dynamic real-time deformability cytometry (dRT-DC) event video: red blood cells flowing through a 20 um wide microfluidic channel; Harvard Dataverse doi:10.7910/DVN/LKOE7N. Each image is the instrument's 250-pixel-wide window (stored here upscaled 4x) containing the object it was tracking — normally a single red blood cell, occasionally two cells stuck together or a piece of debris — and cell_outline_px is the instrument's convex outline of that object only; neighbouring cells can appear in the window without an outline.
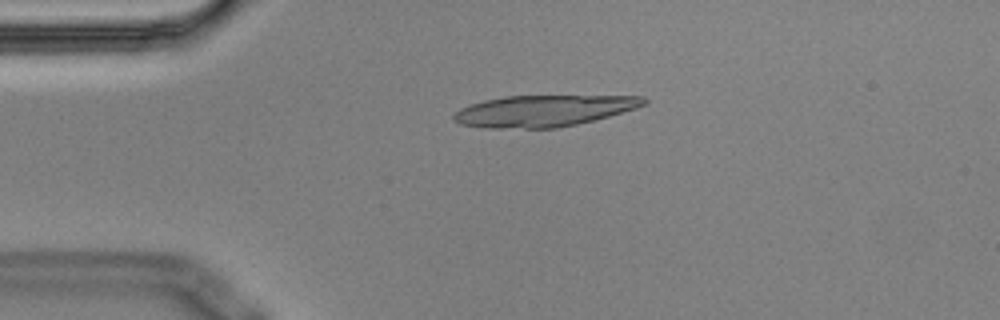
{"species": "Egyptian fruit bat (a non-hibernating species)", "species_latin": "Rousettus aegyptiacus", "temperature_condition": "cold", "stored_images_in_passage": 3, "camera_frame_rate_fps": 3000, "um_per_image_px": 0.085, "animal": {"sex": "male"}, "frame": {"image": 1, "passage_image": 1, "time_ms": 0.0, "image_size_px": [1000, 320], "cell_outline_px": [[648, 104], [636, 108], [608, 116], [576, 124], [556, 128], [488, 128], [460, 124], [452, 120], [452, 116], [460, 108], [484, 100], [504, 96], [644, 96], [648, 100]], "centroid_in_image_um": [46.2, 9.42], "position_along_channel_um": 38.8, "area_um2": 34.62}}